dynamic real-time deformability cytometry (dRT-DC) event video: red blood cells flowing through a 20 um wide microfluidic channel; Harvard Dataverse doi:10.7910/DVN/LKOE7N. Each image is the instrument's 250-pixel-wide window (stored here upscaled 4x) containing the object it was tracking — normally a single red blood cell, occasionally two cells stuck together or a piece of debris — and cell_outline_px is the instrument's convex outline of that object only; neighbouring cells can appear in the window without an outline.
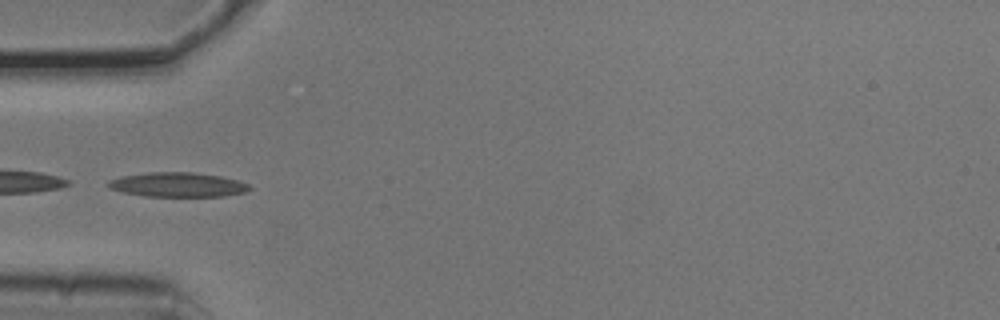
{"species": "common noctule bat (a hibernating species)", "species_latin": "Nyctalus noctula", "temperature_condition": "cold", "stored_images_in_passage": 4, "camera_frame_rate_fps": 3000, "um_per_image_px": 0.085, "animal": {"sex": "male", "body_mass_g": 20.5, "forearm_length_mm": 52.5}, "frame": {"image": 1, "passage_image": 4, "time_ms": 1.0, "image_size_px": [1000, 320], "cell_outline_px": [[252, 188], [244, 192], [224, 196], [144, 196], [124, 192], [112, 188], [104, 184], [108, 180], [120, 176], [148, 172], [192, 172], [220, 176], [236, 180], [248, 184]], "centroid_in_image_um": [15.07, 15.69], "position_along_channel_um": 69.9, "area_um2": 20.06}}